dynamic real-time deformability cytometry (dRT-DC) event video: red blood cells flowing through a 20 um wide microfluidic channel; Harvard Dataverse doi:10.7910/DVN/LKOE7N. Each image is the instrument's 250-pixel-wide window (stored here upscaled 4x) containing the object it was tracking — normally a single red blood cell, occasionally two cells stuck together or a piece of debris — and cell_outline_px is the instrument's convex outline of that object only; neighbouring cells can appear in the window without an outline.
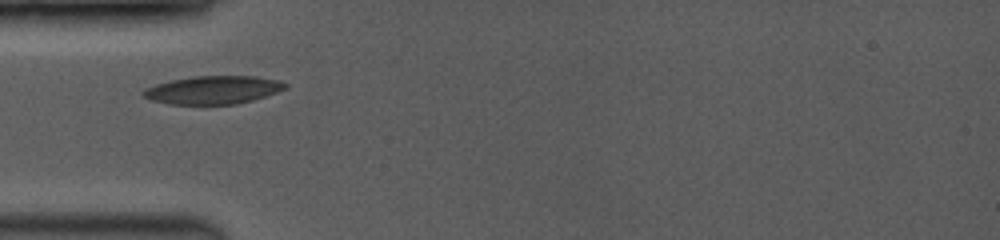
{"species": "common noctule bat (a hibernating species)", "species_latin": "Nyctalus noctula", "temperature_condition": "room temperature", "stored_images_in_passage": 23, "camera_frame_rate_fps": 3500, "um_per_image_px": 0.085, "animal": {"sex": "female", "body_mass_g": 19.0, "forearm_length_mm": 53.3}, "frame": {"image": 1, "passage_image": 1, "time_ms": 0.0, "image_size_px": [1000, 240], "cell_outline_px": [[288, 88], [252, 100], [236, 104], [168, 104], [152, 100], [144, 96], [140, 92], [144, 88], [156, 84], [172, 80], [192, 76], [256, 76], [276, 80], [288, 84]], "centroid_in_image_um": [18.09, 7.64], "position_along_channel_um": 66.9, "area_um2": 23.18}}
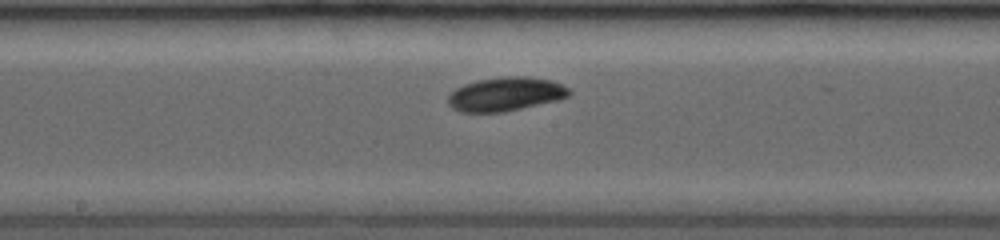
{"frame": {"image": 2, "passage_image": 13, "time_ms": 3.429, "image_size_px": [1000, 240], "cell_outline_px": [[572, 92], [568, 96], [556, 100], [504, 112], [460, 112], [452, 108], [448, 104], [448, 96], [456, 88], [464, 84], [476, 80], [504, 76], [528, 76], [552, 80], [568, 88]], "centroid_in_image_um": [42.95, 7.99], "position_along_channel_um": 205.2, "area_um2": 23.87}}
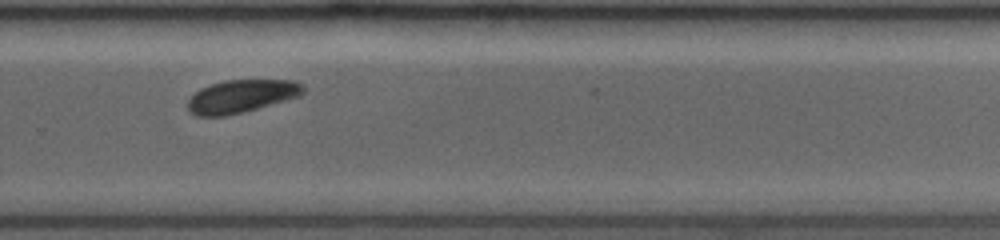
{"frame": {"image": 3, "passage_image": 22, "time_ms": 6.0, "image_size_px": [1000, 240], "cell_outline_px": [[304, 92], [300, 96], [244, 112], [224, 116], [196, 116], [188, 108], [188, 100], [200, 88], [224, 80], [296, 80], [304, 84]], "centroid_in_image_um": [20.55, 8.17], "position_along_channel_um": 309.2, "area_um2": 22.14}}